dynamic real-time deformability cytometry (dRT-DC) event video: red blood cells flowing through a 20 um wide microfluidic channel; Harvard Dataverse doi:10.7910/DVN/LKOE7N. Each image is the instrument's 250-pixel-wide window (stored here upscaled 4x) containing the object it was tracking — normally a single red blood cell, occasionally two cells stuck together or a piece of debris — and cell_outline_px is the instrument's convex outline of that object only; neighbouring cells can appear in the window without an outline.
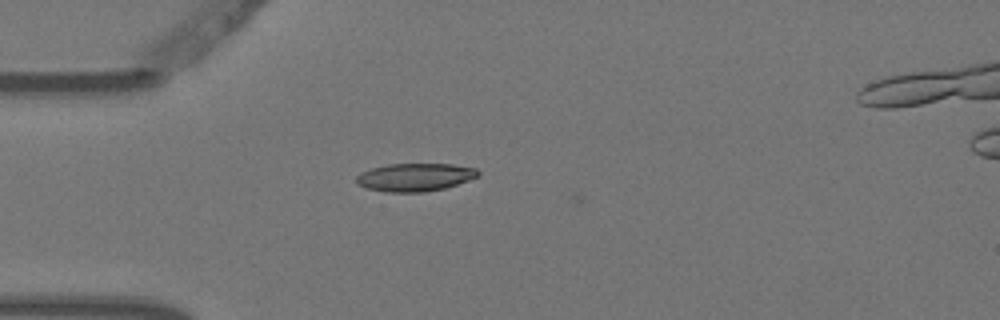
{"species": "Egyptian fruit bat (a non-hibernating species)", "species_latin": "Rousettus aegyptiacus", "temperature_condition": "warm", "stored_images_in_passage": 1, "camera_frame_rate_fps": 3000, "um_per_image_px": 0.085, "animal": {"sex": "female"}, "frame": {"image": 1, "passage_image": 1, "time_ms": 0.0, "image_size_px": [1000, 320], "cell_outline_px": [[480, 176], [444, 188], [424, 192], [384, 192], [368, 188], [356, 184], [356, 176], [360, 172], [372, 168], [388, 164], [452, 164], [476, 168], [480, 172]], "centroid_in_image_um": [35.26, 15.06], "position_along_channel_um": 49.7, "area_um2": 19.88}}